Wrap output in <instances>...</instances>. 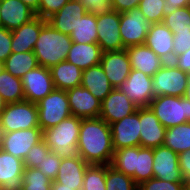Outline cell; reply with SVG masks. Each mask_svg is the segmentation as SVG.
Masks as SVG:
<instances>
[{
  "instance_id": "5",
  "label": "cell",
  "mask_w": 190,
  "mask_h": 190,
  "mask_svg": "<svg viewBox=\"0 0 190 190\" xmlns=\"http://www.w3.org/2000/svg\"><path fill=\"white\" fill-rule=\"evenodd\" d=\"M149 107L166 129L190 122V101L184 97H155Z\"/></svg>"
},
{
  "instance_id": "50",
  "label": "cell",
  "mask_w": 190,
  "mask_h": 190,
  "mask_svg": "<svg viewBox=\"0 0 190 190\" xmlns=\"http://www.w3.org/2000/svg\"><path fill=\"white\" fill-rule=\"evenodd\" d=\"M28 7H30L35 13L38 11L40 0H21Z\"/></svg>"
},
{
  "instance_id": "3",
  "label": "cell",
  "mask_w": 190,
  "mask_h": 190,
  "mask_svg": "<svg viewBox=\"0 0 190 190\" xmlns=\"http://www.w3.org/2000/svg\"><path fill=\"white\" fill-rule=\"evenodd\" d=\"M72 43L69 35L57 31L50 23L46 22L40 30L33 50L38 65L51 68L65 61Z\"/></svg>"
},
{
  "instance_id": "37",
  "label": "cell",
  "mask_w": 190,
  "mask_h": 190,
  "mask_svg": "<svg viewBox=\"0 0 190 190\" xmlns=\"http://www.w3.org/2000/svg\"><path fill=\"white\" fill-rule=\"evenodd\" d=\"M162 23L172 32L190 31V12L186 7L177 8L171 14L163 17Z\"/></svg>"
},
{
  "instance_id": "1",
  "label": "cell",
  "mask_w": 190,
  "mask_h": 190,
  "mask_svg": "<svg viewBox=\"0 0 190 190\" xmlns=\"http://www.w3.org/2000/svg\"><path fill=\"white\" fill-rule=\"evenodd\" d=\"M78 148L86 163L110 165L114 154L110 125L100 117L81 119Z\"/></svg>"
},
{
  "instance_id": "14",
  "label": "cell",
  "mask_w": 190,
  "mask_h": 190,
  "mask_svg": "<svg viewBox=\"0 0 190 190\" xmlns=\"http://www.w3.org/2000/svg\"><path fill=\"white\" fill-rule=\"evenodd\" d=\"M114 150L140 146L139 107L137 111L110 124Z\"/></svg>"
},
{
  "instance_id": "56",
  "label": "cell",
  "mask_w": 190,
  "mask_h": 190,
  "mask_svg": "<svg viewBox=\"0 0 190 190\" xmlns=\"http://www.w3.org/2000/svg\"><path fill=\"white\" fill-rule=\"evenodd\" d=\"M1 137H2V131H1V127H0V143H1Z\"/></svg>"
},
{
  "instance_id": "25",
  "label": "cell",
  "mask_w": 190,
  "mask_h": 190,
  "mask_svg": "<svg viewBox=\"0 0 190 190\" xmlns=\"http://www.w3.org/2000/svg\"><path fill=\"white\" fill-rule=\"evenodd\" d=\"M89 165L80 156L62 158L54 181L68 187H75V190H82L84 173Z\"/></svg>"
},
{
  "instance_id": "27",
  "label": "cell",
  "mask_w": 190,
  "mask_h": 190,
  "mask_svg": "<svg viewBox=\"0 0 190 190\" xmlns=\"http://www.w3.org/2000/svg\"><path fill=\"white\" fill-rule=\"evenodd\" d=\"M103 51L98 43H72L66 61L76 65L82 71L100 64Z\"/></svg>"
},
{
  "instance_id": "28",
  "label": "cell",
  "mask_w": 190,
  "mask_h": 190,
  "mask_svg": "<svg viewBox=\"0 0 190 190\" xmlns=\"http://www.w3.org/2000/svg\"><path fill=\"white\" fill-rule=\"evenodd\" d=\"M81 86L101 102L114 89L100 64L83 71Z\"/></svg>"
},
{
  "instance_id": "44",
  "label": "cell",
  "mask_w": 190,
  "mask_h": 190,
  "mask_svg": "<svg viewBox=\"0 0 190 190\" xmlns=\"http://www.w3.org/2000/svg\"><path fill=\"white\" fill-rule=\"evenodd\" d=\"M173 39V59L190 49V31L189 32H172Z\"/></svg>"
},
{
  "instance_id": "45",
  "label": "cell",
  "mask_w": 190,
  "mask_h": 190,
  "mask_svg": "<svg viewBox=\"0 0 190 190\" xmlns=\"http://www.w3.org/2000/svg\"><path fill=\"white\" fill-rule=\"evenodd\" d=\"M12 33L0 26V61L4 62L11 54Z\"/></svg>"
},
{
  "instance_id": "33",
  "label": "cell",
  "mask_w": 190,
  "mask_h": 190,
  "mask_svg": "<svg viewBox=\"0 0 190 190\" xmlns=\"http://www.w3.org/2000/svg\"><path fill=\"white\" fill-rule=\"evenodd\" d=\"M0 94L7 104L25 100L21 78L3 69L0 73Z\"/></svg>"
},
{
  "instance_id": "2",
  "label": "cell",
  "mask_w": 190,
  "mask_h": 190,
  "mask_svg": "<svg viewBox=\"0 0 190 190\" xmlns=\"http://www.w3.org/2000/svg\"><path fill=\"white\" fill-rule=\"evenodd\" d=\"M110 165L132 177L139 186L153 178V148L133 146L114 150Z\"/></svg>"
},
{
  "instance_id": "39",
  "label": "cell",
  "mask_w": 190,
  "mask_h": 190,
  "mask_svg": "<svg viewBox=\"0 0 190 190\" xmlns=\"http://www.w3.org/2000/svg\"><path fill=\"white\" fill-rule=\"evenodd\" d=\"M62 157L53 154L51 151L44 156L43 160L38 163L37 169H39L44 175L51 180H55L60 167Z\"/></svg>"
},
{
  "instance_id": "36",
  "label": "cell",
  "mask_w": 190,
  "mask_h": 190,
  "mask_svg": "<svg viewBox=\"0 0 190 190\" xmlns=\"http://www.w3.org/2000/svg\"><path fill=\"white\" fill-rule=\"evenodd\" d=\"M106 165H89L84 173L82 190H106Z\"/></svg>"
},
{
  "instance_id": "26",
  "label": "cell",
  "mask_w": 190,
  "mask_h": 190,
  "mask_svg": "<svg viewBox=\"0 0 190 190\" xmlns=\"http://www.w3.org/2000/svg\"><path fill=\"white\" fill-rule=\"evenodd\" d=\"M131 68L153 76L165 63L145 44L126 48Z\"/></svg>"
},
{
  "instance_id": "58",
  "label": "cell",
  "mask_w": 190,
  "mask_h": 190,
  "mask_svg": "<svg viewBox=\"0 0 190 190\" xmlns=\"http://www.w3.org/2000/svg\"><path fill=\"white\" fill-rule=\"evenodd\" d=\"M187 8H188V10H189V12H190V2H189V4L187 5Z\"/></svg>"
},
{
  "instance_id": "49",
  "label": "cell",
  "mask_w": 190,
  "mask_h": 190,
  "mask_svg": "<svg viewBox=\"0 0 190 190\" xmlns=\"http://www.w3.org/2000/svg\"><path fill=\"white\" fill-rule=\"evenodd\" d=\"M190 0H165L163 13L164 16L171 14L177 8L186 7L189 4Z\"/></svg>"
},
{
  "instance_id": "15",
  "label": "cell",
  "mask_w": 190,
  "mask_h": 190,
  "mask_svg": "<svg viewBox=\"0 0 190 190\" xmlns=\"http://www.w3.org/2000/svg\"><path fill=\"white\" fill-rule=\"evenodd\" d=\"M178 154L165 146L153 148V177L168 182H183Z\"/></svg>"
},
{
  "instance_id": "7",
  "label": "cell",
  "mask_w": 190,
  "mask_h": 190,
  "mask_svg": "<svg viewBox=\"0 0 190 190\" xmlns=\"http://www.w3.org/2000/svg\"><path fill=\"white\" fill-rule=\"evenodd\" d=\"M190 74L179 69L173 62L164 65L152 76V90L155 97H183Z\"/></svg>"
},
{
  "instance_id": "51",
  "label": "cell",
  "mask_w": 190,
  "mask_h": 190,
  "mask_svg": "<svg viewBox=\"0 0 190 190\" xmlns=\"http://www.w3.org/2000/svg\"><path fill=\"white\" fill-rule=\"evenodd\" d=\"M51 190H75V187H68L55 181H52Z\"/></svg>"
},
{
  "instance_id": "52",
  "label": "cell",
  "mask_w": 190,
  "mask_h": 190,
  "mask_svg": "<svg viewBox=\"0 0 190 190\" xmlns=\"http://www.w3.org/2000/svg\"><path fill=\"white\" fill-rule=\"evenodd\" d=\"M185 99L189 100L190 101V76H189V79H188V85H187V88H186V91H185V94L183 96Z\"/></svg>"
},
{
  "instance_id": "42",
  "label": "cell",
  "mask_w": 190,
  "mask_h": 190,
  "mask_svg": "<svg viewBox=\"0 0 190 190\" xmlns=\"http://www.w3.org/2000/svg\"><path fill=\"white\" fill-rule=\"evenodd\" d=\"M69 0H40L38 11L35 13L43 19H48L58 12Z\"/></svg>"
},
{
  "instance_id": "12",
  "label": "cell",
  "mask_w": 190,
  "mask_h": 190,
  "mask_svg": "<svg viewBox=\"0 0 190 190\" xmlns=\"http://www.w3.org/2000/svg\"><path fill=\"white\" fill-rule=\"evenodd\" d=\"M97 43L103 52L124 50L120 36V13L111 10L105 15L97 16Z\"/></svg>"
},
{
  "instance_id": "23",
  "label": "cell",
  "mask_w": 190,
  "mask_h": 190,
  "mask_svg": "<svg viewBox=\"0 0 190 190\" xmlns=\"http://www.w3.org/2000/svg\"><path fill=\"white\" fill-rule=\"evenodd\" d=\"M35 12L21 0H2L0 26L14 30L35 17Z\"/></svg>"
},
{
  "instance_id": "24",
  "label": "cell",
  "mask_w": 190,
  "mask_h": 190,
  "mask_svg": "<svg viewBox=\"0 0 190 190\" xmlns=\"http://www.w3.org/2000/svg\"><path fill=\"white\" fill-rule=\"evenodd\" d=\"M87 13L80 0H69L58 12L47 19L57 31L70 35L79 19Z\"/></svg>"
},
{
  "instance_id": "13",
  "label": "cell",
  "mask_w": 190,
  "mask_h": 190,
  "mask_svg": "<svg viewBox=\"0 0 190 190\" xmlns=\"http://www.w3.org/2000/svg\"><path fill=\"white\" fill-rule=\"evenodd\" d=\"M117 88L138 107H149L154 98L152 77L135 69L131 70L126 81Z\"/></svg>"
},
{
  "instance_id": "6",
  "label": "cell",
  "mask_w": 190,
  "mask_h": 190,
  "mask_svg": "<svg viewBox=\"0 0 190 190\" xmlns=\"http://www.w3.org/2000/svg\"><path fill=\"white\" fill-rule=\"evenodd\" d=\"M0 127L2 132L39 127L37 105L27 100L6 104L0 114Z\"/></svg>"
},
{
  "instance_id": "30",
  "label": "cell",
  "mask_w": 190,
  "mask_h": 190,
  "mask_svg": "<svg viewBox=\"0 0 190 190\" xmlns=\"http://www.w3.org/2000/svg\"><path fill=\"white\" fill-rule=\"evenodd\" d=\"M163 146L177 154L190 150V122L167 128Z\"/></svg>"
},
{
  "instance_id": "20",
  "label": "cell",
  "mask_w": 190,
  "mask_h": 190,
  "mask_svg": "<svg viewBox=\"0 0 190 190\" xmlns=\"http://www.w3.org/2000/svg\"><path fill=\"white\" fill-rule=\"evenodd\" d=\"M46 22V19L35 16L32 20L21 27L12 30V53L33 51L40 34V30Z\"/></svg>"
},
{
  "instance_id": "41",
  "label": "cell",
  "mask_w": 190,
  "mask_h": 190,
  "mask_svg": "<svg viewBox=\"0 0 190 190\" xmlns=\"http://www.w3.org/2000/svg\"><path fill=\"white\" fill-rule=\"evenodd\" d=\"M139 186L143 190H183V182H168L155 177Z\"/></svg>"
},
{
  "instance_id": "17",
  "label": "cell",
  "mask_w": 190,
  "mask_h": 190,
  "mask_svg": "<svg viewBox=\"0 0 190 190\" xmlns=\"http://www.w3.org/2000/svg\"><path fill=\"white\" fill-rule=\"evenodd\" d=\"M101 67L110 84L117 88L126 81L132 68L126 49L121 51L103 52Z\"/></svg>"
},
{
  "instance_id": "18",
  "label": "cell",
  "mask_w": 190,
  "mask_h": 190,
  "mask_svg": "<svg viewBox=\"0 0 190 190\" xmlns=\"http://www.w3.org/2000/svg\"><path fill=\"white\" fill-rule=\"evenodd\" d=\"M71 115L81 118H98L101 111V101L94 97L83 86H77L66 91Z\"/></svg>"
},
{
  "instance_id": "32",
  "label": "cell",
  "mask_w": 190,
  "mask_h": 190,
  "mask_svg": "<svg viewBox=\"0 0 190 190\" xmlns=\"http://www.w3.org/2000/svg\"><path fill=\"white\" fill-rule=\"evenodd\" d=\"M72 42L75 43H97V22L96 16L91 13H86L79 19L76 27L69 35Z\"/></svg>"
},
{
  "instance_id": "11",
  "label": "cell",
  "mask_w": 190,
  "mask_h": 190,
  "mask_svg": "<svg viewBox=\"0 0 190 190\" xmlns=\"http://www.w3.org/2000/svg\"><path fill=\"white\" fill-rule=\"evenodd\" d=\"M25 100L37 104L54 89L50 68L38 65L22 78Z\"/></svg>"
},
{
  "instance_id": "16",
  "label": "cell",
  "mask_w": 190,
  "mask_h": 190,
  "mask_svg": "<svg viewBox=\"0 0 190 190\" xmlns=\"http://www.w3.org/2000/svg\"><path fill=\"white\" fill-rule=\"evenodd\" d=\"M135 105L123 92L114 88L101 102L99 117L109 125L137 111Z\"/></svg>"
},
{
  "instance_id": "55",
  "label": "cell",
  "mask_w": 190,
  "mask_h": 190,
  "mask_svg": "<svg viewBox=\"0 0 190 190\" xmlns=\"http://www.w3.org/2000/svg\"><path fill=\"white\" fill-rule=\"evenodd\" d=\"M4 69L3 62L0 61V73Z\"/></svg>"
},
{
  "instance_id": "22",
  "label": "cell",
  "mask_w": 190,
  "mask_h": 190,
  "mask_svg": "<svg viewBox=\"0 0 190 190\" xmlns=\"http://www.w3.org/2000/svg\"><path fill=\"white\" fill-rule=\"evenodd\" d=\"M172 31L163 23L151 24L146 36L145 45L165 62L173 61Z\"/></svg>"
},
{
  "instance_id": "57",
  "label": "cell",
  "mask_w": 190,
  "mask_h": 190,
  "mask_svg": "<svg viewBox=\"0 0 190 190\" xmlns=\"http://www.w3.org/2000/svg\"><path fill=\"white\" fill-rule=\"evenodd\" d=\"M135 190H143L140 186H138Z\"/></svg>"
},
{
  "instance_id": "10",
  "label": "cell",
  "mask_w": 190,
  "mask_h": 190,
  "mask_svg": "<svg viewBox=\"0 0 190 190\" xmlns=\"http://www.w3.org/2000/svg\"><path fill=\"white\" fill-rule=\"evenodd\" d=\"M41 140L42 130L40 127L2 132L0 149L24 161L30 149Z\"/></svg>"
},
{
  "instance_id": "31",
  "label": "cell",
  "mask_w": 190,
  "mask_h": 190,
  "mask_svg": "<svg viewBox=\"0 0 190 190\" xmlns=\"http://www.w3.org/2000/svg\"><path fill=\"white\" fill-rule=\"evenodd\" d=\"M4 70L15 77L22 78L28 71L36 68L38 62L33 51L12 53L4 62Z\"/></svg>"
},
{
  "instance_id": "4",
  "label": "cell",
  "mask_w": 190,
  "mask_h": 190,
  "mask_svg": "<svg viewBox=\"0 0 190 190\" xmlns=\"http://www.w3.org/2000/svg\"><path fill=\"white\" fill-rule=\"evenodd\" d=\"M81 118L71 115L58 125L42 130V140L53 154L62 158L80 156L78 148Z\"/></svg>"
},
{
  "instance_id": "43",
  "label": "cell",
  "mask_w": 190,
  "mask_h": 190,
  "mask_svg": "<svg viewBox=\"0 0 190 190\" xmlns=\"http://www.w3.org/2000/svg\"><path fill=\"white\" fill-rule=\"evenodd\" d=\"M87 13L94 14L96 17L105 15L112 10L110 0H80Z\"/></svg>"
},
{
  "instance_id": "46",
  "label": "cell",
  "mask_w": 190,
  "mask_h": 190,
  "mask_svg": "<svg viewBox=\"0 0 190 190\" xmlns=\"http://www.w3.org/2000/svg\"><path fill=\"white\" fill-rule=\"evenodd\" d=\"M141 0H110L112 10L123 13L139 6Z\"/></svg>"
},
{
  "instance_id": "34",
  "label": "cell",
  "mask_w": 190,
  "mask_h": 190,
  "mask_svg": "<svg viewBox=\"0 0 190 190\" xmlns=\"http://www.w3.org/2000/svg\"><path fill=\"white\" fill-rule=\"evenodd\" d=\"M52 181L39 169L24 167L22 190H51Z\"/></svg>"
},
{
  "instance_id": "53",
  "label": "cell",
  "mask_w": 190,
  "mask_h": 190,
  "mask_svg": "<svg viewBox=\"0 0 190 190\" xmlns=\"http://www.w3.org/2000/svg\"><path fill=\"white\" fill-rule=\"evenodd\" d=\"M6 104H7V103L4 101L2 95L0 94V114H1L2 111L5 109Z\"/></svg>"
},
{
  "instance_id": "9",
  "label": "cell",
  "mask_w": 190,
  "mask_h": 190,
  "mask_svg": "<svg viewBox=\"0 0 190 190\" xmlns=\"http://www.w3.org/2000/svg\"><path fill=\"white\" fill-rule=\"evenodd\" d=\"M150 26L138 7L120 13L119 32L124 48L145 44Z\"/></svg>"
},
{
  "instance_id": "47",
  "label": "cell",
  "mask_w": 190,
  "mask_h": 190,
  "mask_svg": "<svg viewBox=\"0 0 190 190\" xmlns=\"http://www.w3.org/2000/svg\"><path fill=\"white\" fill-rule=\"evenodd\" d=\"M178 159L183 179L190 178V150L178 154Z\"/></svg>"
},
{
  "instance_id": "54",
  "label": "cell",
  "mask_w": 190,
  "mask_h": 190,
  "mask_svg": "<svg viewBox=\"0 0 190 190\" xmlns=\"http://www.w3.org/2000/svg\"><path fill=\"white\" fill-rule=\"evenodd\" d=\"M183 190H190V178L183 181Z\"/></svg>"
},
{
  "instance_id": "38",
  "label": "cell",
  "mask_w": 190,
  "mask_h": 190,
  "mask_svg": "<svg viewBox=\"0 0 190 190\" xmlns=\"http://www.w3.org/2000/svg\"><path fill=\"white\" fill-rule=\"evenodd\" d=\"M165 0H141L138 8L150 24L162 23Z\"/></svg>"
},
{
  "instance_id": "29",
  "label": "cell",
  "mask_w": 190,
  "mask_h": 190,
  "mask_svg": "<svg viewBox=\"0 0 190 190\" xmlns=\"http://www.w3.org/2000/svg\"><path fill=\"white\" fill-rule=\"evenodd\" d=\"M50 71L55 89L67 91L81 85L83 71L66 60L52 66Z\"/></svg>"
},
{
  "instance_id": "8",
  "label": "cell",
  "mask_w": 190,
  "mask_h": 190,
  "mask_svg": "<svg viewBox=\"0 0 190 190\" xmlns=\"http://www.w3.org/2000/svg\"><path fill=\"white\" fill-rule=\"evenodd\" d=\"M38 122L41 130L58 125L71 116L68 96L65 90L54 89L37 104Z\"/></svg>"
},
{
  "instance_id": "35",
  "label": "cell",
  "mask_w": 190,
  "mask_h": 190,
  "mask_svg": "<svg viewBox=\"0 0 190 190\" xmlns=\"http://www.w3.org/2000/svg\"><path fill=\"white\" fill-rule=\"evenodd\" d=\"M106 190H135L138 185L133 178L106 165Z\"/></svg>"
},
{
  "instance_id": "21",
  "label": "cell",
  "mask_w": 190,
  "mask_h": 190,
  "mask_svg": "<svg viewBox=\"0 0 190 190\" xmlns=\"http://www.w3.org/2000/svg\"><path fill=\"white\" fill-rule=\"evenodd\" d=\"M24 161L0 149V187L3 190L22 188Z\"/></svg>"
},
{
  "instance_id": "48",
  "label": "cell",
  "mask_w": 190,
  "mask_h": 190,
  "mask_svg": "<svg viewBox=\"0 0 190 190\" xmlns=\"http://www.w3.org/2000/svg\"><path fill=\"white\" fill-rule=\"evenodd\" d=\"M179 69L190 74V49L176 56L172 61Z\"/></svg>"
},
{
  "instance_id": "40",
  "label": "cell",
  "mask_w": 190,
  "mask_h": 190,
  "mask_svg": "<svg viewBox=\"0 0 190 190\" xmlns=\"http://www.w3.org/2000/svg\"><path fill=\"white\" fill-rule=\"evenodd\" d=\"M50 148L44 143L43 140L34 145L27 153L24 159V167L37 168L38 163L41 162L45 155L50 152Z\"/></svg>"
},
{
  "instance_id": "19",
  "label": "cell",
  "mask_w": 190,
  "mask_h": 190,
  "mask_svg": "<svg viewBox=\"0 0 190 190\" xmlns=\"http://www.w3.org/2000/svg\"><path fill=\"white\" fill-rule=\"evenodd\" d=\"M140 146L155 148L162 146L166 128L160 123L150 107H139Z\"/></svg>"
}]
</instances>
